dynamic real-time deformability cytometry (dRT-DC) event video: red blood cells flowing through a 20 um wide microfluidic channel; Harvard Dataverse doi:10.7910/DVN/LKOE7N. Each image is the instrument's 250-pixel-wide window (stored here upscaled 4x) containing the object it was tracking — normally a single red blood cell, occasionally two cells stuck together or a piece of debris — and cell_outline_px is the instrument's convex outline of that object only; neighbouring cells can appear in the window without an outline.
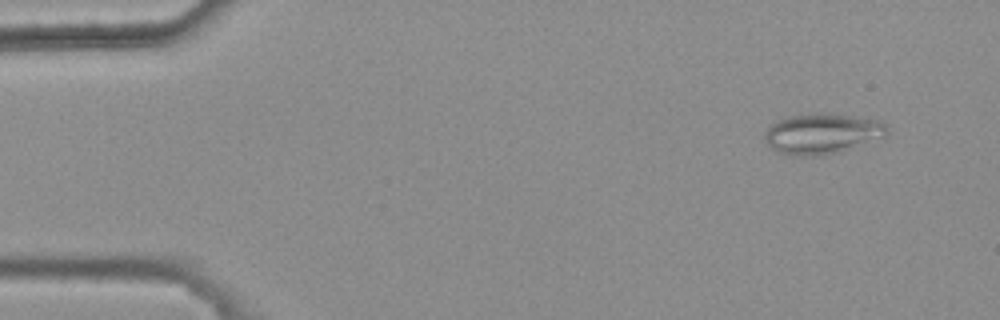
{"species": "common noctule bat (a hibernating species)", "species_latin": "Nyctalus noctula", "temperature_condition": "warm", "stored_images_in_passage": 4, "camera_frame_rate_fps": 3000, "um_per_image_px": 0.085, "animal": {"sex": "female", "body_mass_g": 25.1}, "frame": {"image": 1, "passage_image": 1, "time_ms": 0.0, "image_size_px": [1000, 320], "cell_outline_px": [[888, 132], [884, 136], [828, 152], [812, 156], [804, 156], [780, 152], [772, 148], [764, 140], [764, 136], [768, 128], [776, 120], [784, 116], [816, 112], [828, 112], [880, 120], [888, 128]], "centroid_in_image_um": [69.8, 11.28], "position_along_channel_um": 15.2, "area_um2": 28.03}}